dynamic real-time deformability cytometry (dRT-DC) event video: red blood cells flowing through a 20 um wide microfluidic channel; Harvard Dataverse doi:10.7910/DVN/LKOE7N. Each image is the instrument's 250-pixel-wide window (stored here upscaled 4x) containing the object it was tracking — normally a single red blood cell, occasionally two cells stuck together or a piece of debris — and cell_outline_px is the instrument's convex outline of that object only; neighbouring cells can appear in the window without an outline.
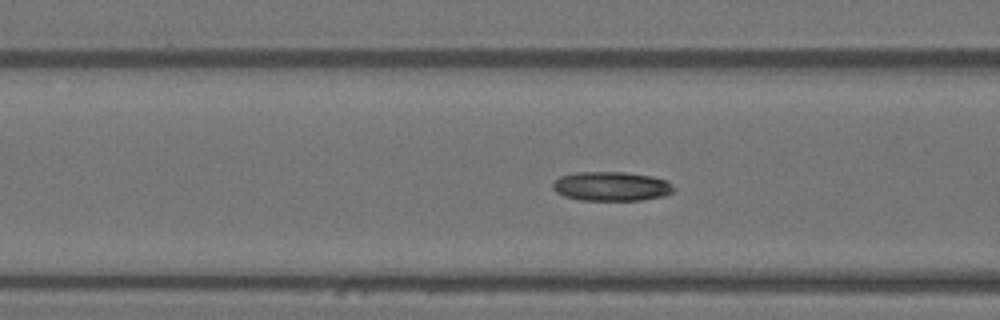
{"species": "Egyptian fruit bat (a non-hibernating species)", "species_latin": "Rousettus aegyptiacus", "temperature_condition": "warm", "stored_images_in_passage": 53, "camera_frame_rate_fps": 3000, "um_per_image_px": 0.085, "animal": {"sex": "female"}, "frame": {"image": 1, "passage_image": 21, "time_ms": 6.667, "image_size_px": [1000, 320], "cell_outline_px": [[676, 188], [672, 192], [664, 196], [640, 200], [576, 200], [564, 196], [556, 192], [552, 188], [552, 184], [560, 176], [576, 172], [624, 172], [652, 176], [664, 180], [672, 184]], "centroid_in_image_um": [51.95, 15.84], "position_along_channel_um": 114.7, "area_um2": 20.69}}
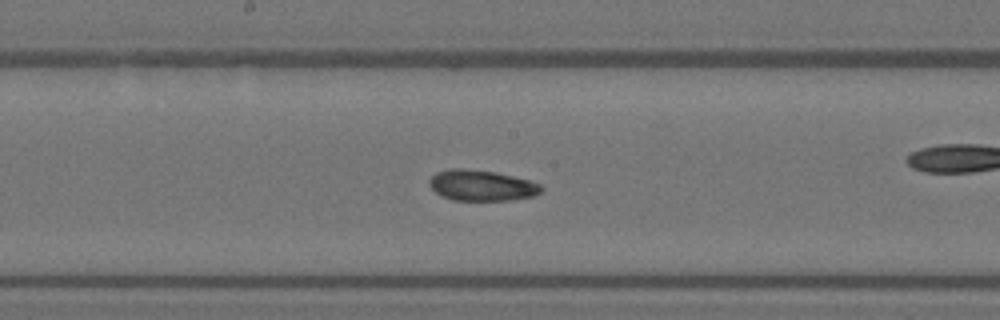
{"frame": {"image": 2, "passage_image": 28, "time_ms": 9.0, "image_size_px": [1000, 320], "cell_outline_px": [[544, 188], [540, 192], [532, 196], [512, 200], [452, 200], [436, 192], [428, 184], [428, 180], [436, 172], [448, 168], [464, 168], [496, 172], [528, 180], [540, 184]], "centroid_in_image_um": [40.91, 15.75], "position_along_channel_um": 207.3, "area_um2": 20.06}}
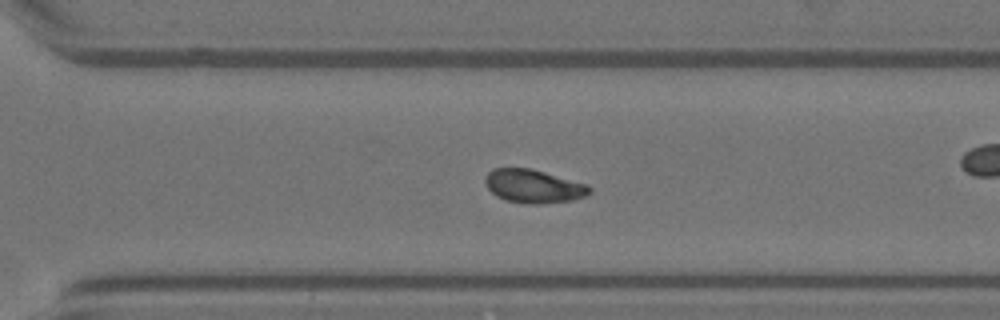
{"frame": {"image": 3, "passage_image": 37, "time_ms": 12.0, "image_size_px": [1000, 320], "cell_outline_px": [[592, 192], [584, 196], [572, 200], [536, 204], [532, 204], [508, 200], [496, 196], [488, 188], [484, 180], [488, 172], [492, 168], [532, 168], [588, 184], [592, 188]], "centroid_in_image_um": [45.37, 15.81], "position_along_channel_um": 325.2, "area_um2": 20.29}, "authors_computed_cell_mechanics": {"area_um2": 19.7676, "velocity_mm_per_s": 3.956, "shape_relaxation_time_tau1_ms": null, "shape_relaxation_time_tau2_ms": 2.4696, "deformation_change_tau1": null, "deformation_change_tau2": 0.0708}}